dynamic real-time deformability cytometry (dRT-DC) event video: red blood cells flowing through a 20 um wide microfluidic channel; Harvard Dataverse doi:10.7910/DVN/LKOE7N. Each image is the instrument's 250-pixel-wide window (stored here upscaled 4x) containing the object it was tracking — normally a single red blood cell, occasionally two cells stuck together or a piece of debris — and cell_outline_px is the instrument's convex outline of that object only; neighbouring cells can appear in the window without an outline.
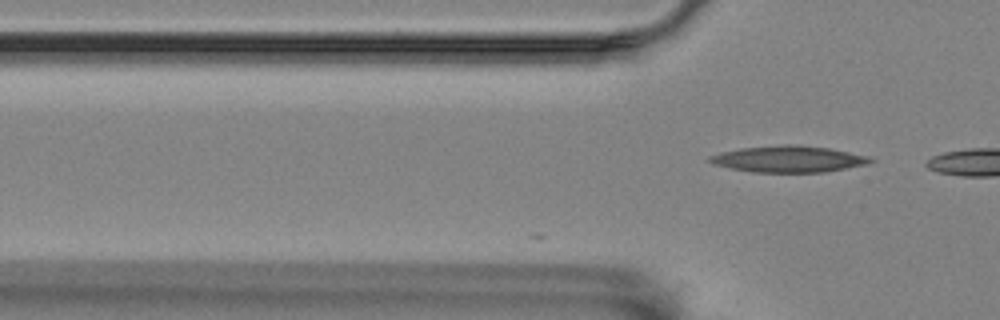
{"species": "Egyptian fruit bat (a non-hibernating species)", "species_latin": "Rousettus aegyptiacus", "temperature_condition": "room temperature", "stored_images_in_passage": 3, "camera_frame_rate_fps": 3000, "um_per_image_px": 0.085, "animal": {"sex": "female"}, "frame": {"image": 1, "passage_image": 3, "time_ms": 0.667, "image_size_px": [1000, 320], "cell_outline_px": [[876, 160], [868, 164], [824, 172], [752, 172], [712, 164], [704, 160], [708, 156], [720, 152], [740, 148], [784, 144], [796, 144], [828, 148], [868, 156]], "centroid_in_image_um": [66.98, 13.51], "position_along_channel_um": 58.8, "area_um2": 24.85}}